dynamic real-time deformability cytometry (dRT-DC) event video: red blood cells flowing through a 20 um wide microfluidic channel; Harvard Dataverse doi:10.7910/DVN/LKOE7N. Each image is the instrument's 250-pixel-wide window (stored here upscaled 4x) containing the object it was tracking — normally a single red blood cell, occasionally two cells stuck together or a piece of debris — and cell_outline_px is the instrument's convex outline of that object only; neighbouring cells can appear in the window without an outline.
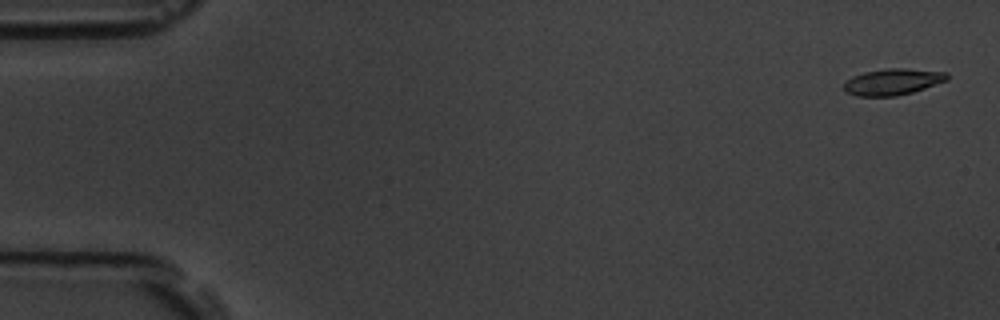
{"species": "common noctule bat (a hibernating species)", "species_latin": "Nyctalus noctula", "temperature_condition": "room temperature", "stored_images_in_passage": 11, "camera_frame_rate_fps": 3000, "um_per_image_px": 0.085, "animal": {"sex": "male", "body_mass_g": 19.5, "forearm_length_mm": 54.6}, "frame": {"image": 1, "passage_image": 1, "time_ms": 0.0, "image_size_px": [1000, 320], "cell_outline_px": [[948, 80], [912, 92], [896, 96], [856, 96], [844, 92], [844, 84], [852, 76], [864, 72], [888, 68], [904, 68], [948, 72]], "centroid_in_image_um": [75.87, 6.95], "position_along_channel_um": 9.1, "area_um2": 15.84}}
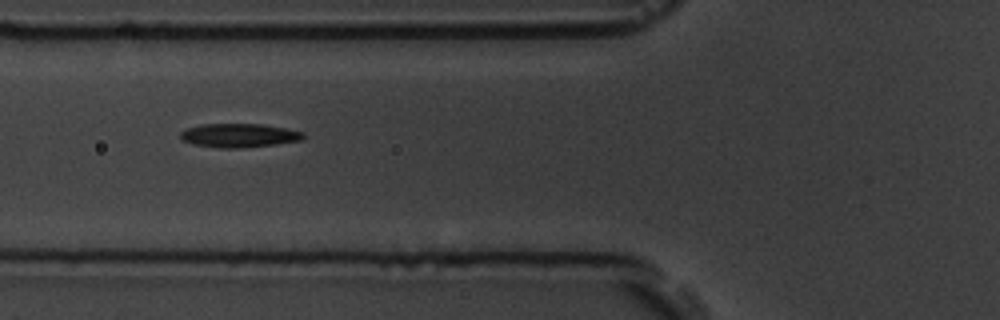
{"frame": {"image": 2, "passage_image": 6, "time_ms": 6.667, "image_size_px": [1000, 320], "cell_outline_px": [[304, 136], [300, 140], [276, 144], [240, 148], [220, 148], [192, 144], [184, 140], [180, 136], [180, 132], [188, 128], [200, 124], [264, 124], [304, 132]], "centroid_in_image_um": [20.31, 11.51], "position_along_channel_um": 105.5, "area_um2": 16.94}}
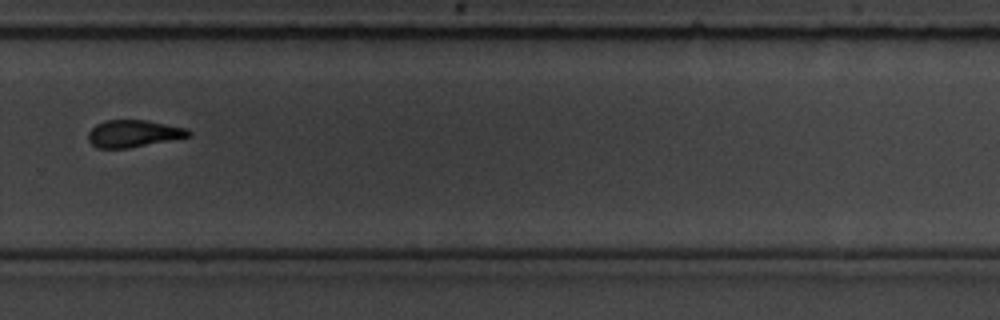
{"frame": {"image": 3, "passage_image": 11, "time_ms": 12.667, "image_size_px": [1000, 320], "cell_outline_px": [[192, 136], [128, 148], [96, 148], [88, 140], [88, 132], [96, 124], [104, 120], [148, 120], [188, 128], [192, 132]], "centroid_in_image_um": [11.36, 11.34], "position_along_channel_um": 318.4, "area_um2": 16.01}}